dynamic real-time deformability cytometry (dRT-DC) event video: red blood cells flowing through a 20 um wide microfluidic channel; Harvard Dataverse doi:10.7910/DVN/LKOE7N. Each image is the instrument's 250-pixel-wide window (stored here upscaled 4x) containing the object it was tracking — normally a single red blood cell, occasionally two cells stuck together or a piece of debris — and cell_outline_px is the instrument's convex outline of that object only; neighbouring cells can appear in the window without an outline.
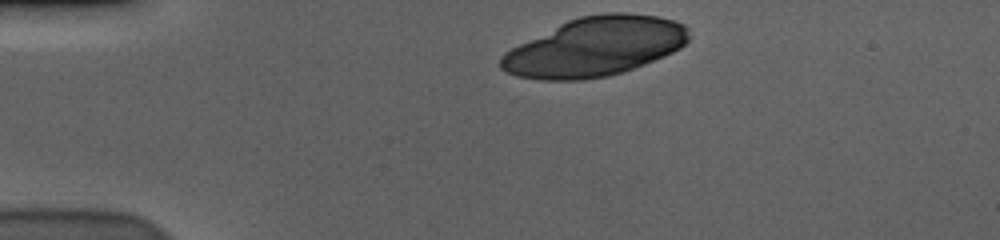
{"species": "human", "species_latin": "Homo sapiens", "temperature_condition": "cold", "stored_images_in_passage": 37, "camera_frame_rate_fps": 3000, "um_per_image_px": 0.085, "donor": {"sex": "male"}, "frame": {"image": 1, "passage_image": 1, "time_ms": 0.0, "image_size_px": [1000, 240], "cell_outline_px": [[688, 40], [680, 48], [664, 56], [644, 64], [608, 76], [584, 80], [540, 80], [516, 76], [500, 68], [500, 56], [504, 52], [568, 20], [580, 16], [608, 12], [624, 12], [656, 16], [672, 20], [684, 24], [688, 28]], "centroid_in_image_um": [50.57, 3.98], "position_along_channel_um": 34.4, "area_um2": 64.27}}